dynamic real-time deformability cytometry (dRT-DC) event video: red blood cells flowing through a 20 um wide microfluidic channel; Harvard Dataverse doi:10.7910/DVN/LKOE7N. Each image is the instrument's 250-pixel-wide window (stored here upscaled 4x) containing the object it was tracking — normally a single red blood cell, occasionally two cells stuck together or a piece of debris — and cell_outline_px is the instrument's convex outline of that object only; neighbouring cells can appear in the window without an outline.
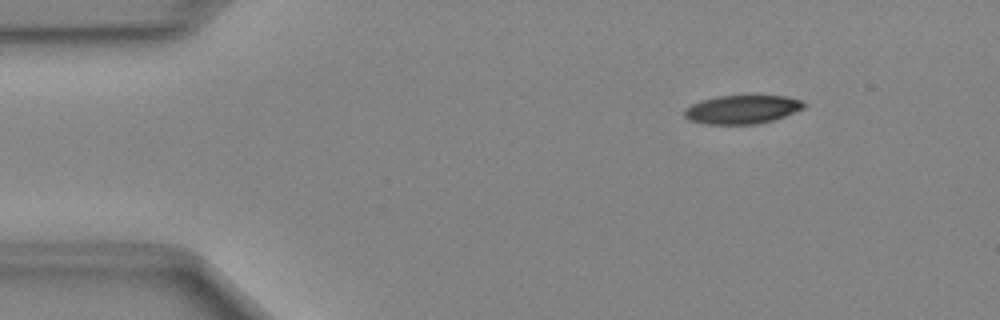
{"species": "Egyptian fruit bat (a non-hibernating species)", "species_latin": "Rousettus aegyptiacus", "temperature_condition": "cold", "stored_images_in_passage": 44, "camera_frame_rate_fps": 3000, "um_per_image_px": 0.085, "animal": {"sex": "female"}, "frame": {"image": 1, "passage_image": 2, "time_ms": 0.333, "image_size_px": [1000, 320], "cell_outline_px": [[808, 104], [804, 108], [784, 116], [772, 120], [756, 124], [704, 124], [688, 120], [684, 116], [684, 108], [700, 100], [716, 96], [784, 96], [804, 100]], "centroid_in_image_um": [63.07, 9.3], "position_along_channel_um": 21.9, "area_um2": 20.06}}
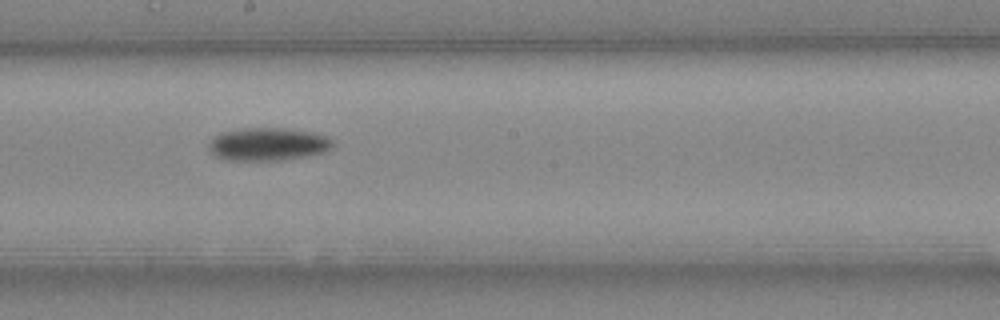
{"frame": {"image": 2, "passage_image": 22, "time_ms": 7.0, "image_size_px": [1000, 320], "cell_outline_px": [[336, 144], [328, 152], [308, 156], [284, 160], [224, 160], [216, 156], [208, 148], [208, 144], [216, 136], [224, 132], [244, 128], [288, 128], [312, 132], [328, 136]], "centroid_in_image_um": [22.86, 12.26], "position_along_channel_um": 225.3, "area_um2": 24.04}}
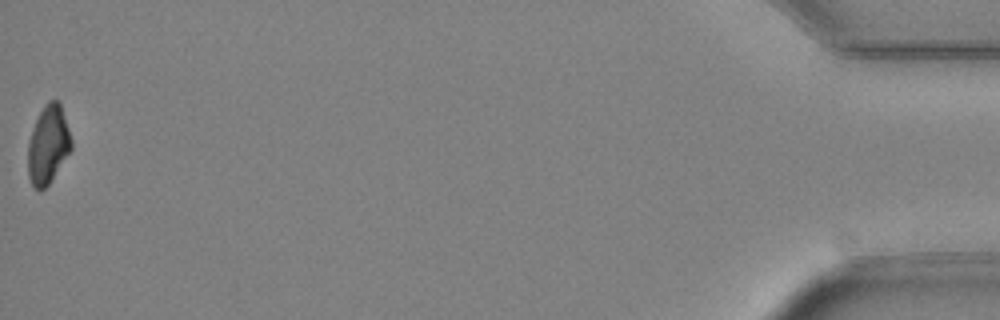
{"frame": {"image": 3, "passage_image": 44, "time_ms": 14.333, "image_size_px": [1000, 320], "cell_outline_px": [[72, 148], [48, 184], [40, 192], [32, 184], [28, 176], [28, 140], [36, 120], [44, 104], [48, 100], [60, 100], [72, 140]], "centroid_in_image_um": [4.09, 12.26], "position_along_channel_um": 431.1, "area_um2": 19.71}}